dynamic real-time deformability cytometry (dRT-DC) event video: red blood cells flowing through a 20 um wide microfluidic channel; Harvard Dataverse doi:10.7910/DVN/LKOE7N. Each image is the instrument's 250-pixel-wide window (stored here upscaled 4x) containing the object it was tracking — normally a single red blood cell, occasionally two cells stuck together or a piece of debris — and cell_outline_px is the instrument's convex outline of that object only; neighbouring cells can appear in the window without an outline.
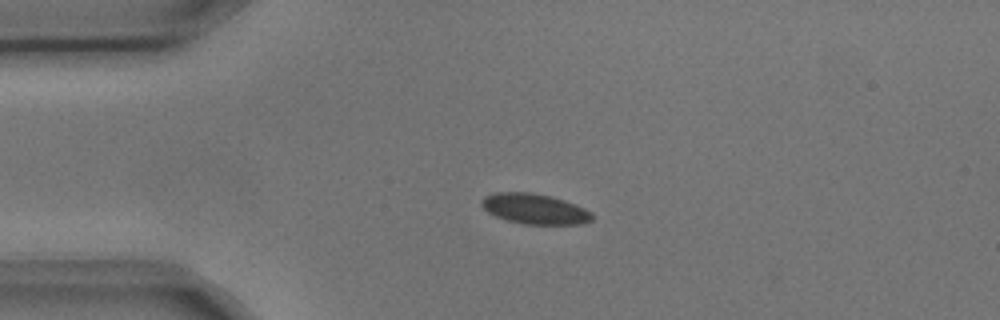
{"species": "common noctule bat (a hibernating species)", "species_latin": "Nyctalus noctula", "temperature_condition": "cold", "stored_images_in_passage": 5, "camera_frame_rate_fps": 3000, "um_per_image_px": 0.085, "animal": {"sex": "male", "body_mass_g": 17.9, "forearm_length_mm": 54.2}, "frame": {"image": 1, "passage_image": 4, "time_ms": 1.0, "image_size_px": [1000, 320], "cell_outline_px": [[592, 220], [584, 224], [524, 224], [508, 220], [496, 216], [488, 212], [480, 204], [480, 200], [484, 196], [496, 192], [532, 192], [552, 196], [576, 204], [592, 212]], "centroid_in_image_um": [45.45, 17.74], "position_along_channel_um": 39.6, "area_um2": 19.65}}